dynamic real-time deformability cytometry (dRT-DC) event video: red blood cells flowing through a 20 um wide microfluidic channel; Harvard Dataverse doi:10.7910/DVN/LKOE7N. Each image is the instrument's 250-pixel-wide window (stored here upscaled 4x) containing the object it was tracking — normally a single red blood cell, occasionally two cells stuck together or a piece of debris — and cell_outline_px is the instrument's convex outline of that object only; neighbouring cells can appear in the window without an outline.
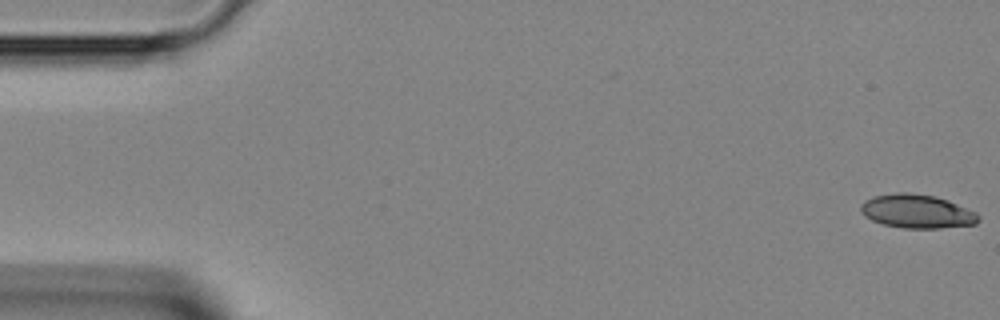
{"species": "Egyptian fruit bat (a non-hibernating species)", "species_latin": "Rousettus aegyptiacus", "temperature_condition": "room temperature", "stored_images_in_passage": 43, "camera_frame_rate_fps": 3000, "um_per_image_px": 0.085, "animal": {"sex": "female"}, "frame": {"image": 1, "passage_image": 1, "time_ms": 0.0, "image_size_px": [1000, 320], "cell_outline_px": [[980, 220], [976, 224], [940, 228], [904, 228], [884, 224], [872, 220], [864, 216], [860, 212], [860, 204], [864, 200], [872, 196], [896, 192], [908, 192], [936, 196], [948, 200], [976, 212], [980, 216]], "centroid_in_image_um": [77.92, 17.95], "position_along_channel_um": 7.1, "area_um2": 23.35}}
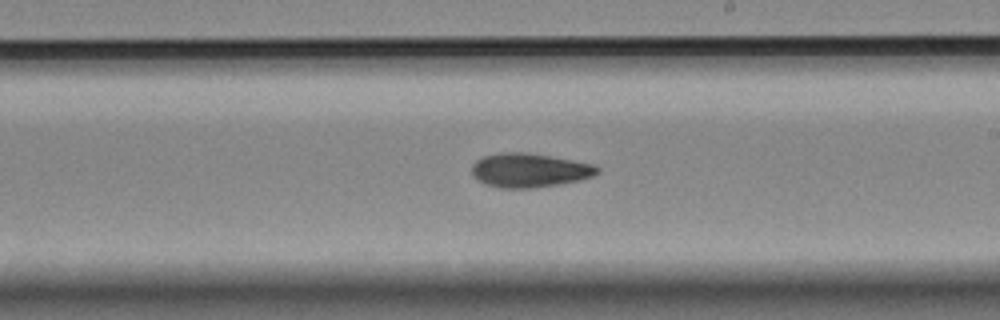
{"frame": {"image": 2, "passage_image": 25, "time_ms": 8.0, "image_size_px": [1000, 320], "cell_outline_px": [[600, 172], [592, 176], [580, 180], [560, 184], [528, 188], [500, 188], [484, 184], [472, 176], [472, 164], [476, 160], [484, 156], [500, 152], [524, 152], [596, 164], [600, 168]], "centroid_in_image_um": [44.99, 14.47], "position_along_channel_um": 244.0, "area_um2": 24.97}}
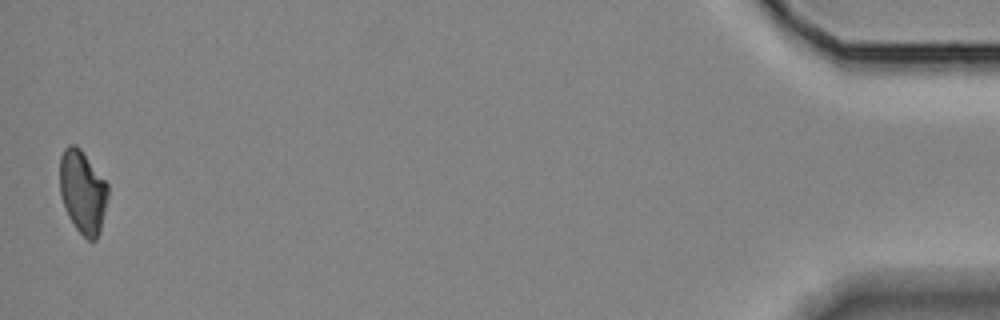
{"frame": {"image": 3, "passage_image": 43, "time_ms": 14.0, "image_size_px": [1000, 320], "cell_outline_px": [[108, 196], [100, 232], [96, 240], [88, 240], [76, 228], [68, 216], [60, 196], [60, 156], [64, 148], [68, 144], [76, 144], [80, 148], [108, 184]], "centroid_in_image_um": [7.02, 16.29], "position_along_channel_um": 428.2, "area_um2": 23.35}}